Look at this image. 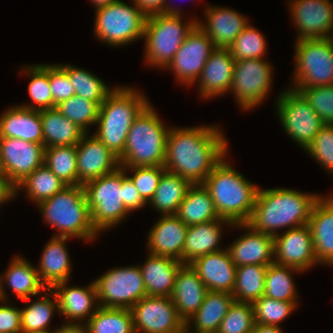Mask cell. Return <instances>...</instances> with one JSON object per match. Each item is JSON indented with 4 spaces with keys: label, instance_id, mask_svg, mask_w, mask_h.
Wrapping results in <instances>:
<instances>
[{
    "label": "cell",
    "instance_id": "50",
    "mask_svg": "<svg viewBox=\"0 0 333 333\" xmlns=\"http://www.w3.org/2000/svg\"><path fill=\"white\" fill-rule=\"evenodd\" d=\"M124 170L133 171V175L128 176L137 188L141 197L149 203L155 194L162 174L166 171L164 166H137L123 167Z\"/></svg>",
    "mask_w": 333,
    "mask_h": 333
},
{
    "label": "cell",
    "instance_id": "24",
    "mask_svg": "<svg viewBox=\"0 0 333 333\" xmlns=\"http://www.w3.org/2000/svg\"><path fill=\"white\" fill-rule=\"evenodd\" d=\"M187 229L188 226L176 215H161L148 233V253L182 262Z\"/></svg>",
    "mask_w": 333,
    "mask_h": 333
},
{
    "label": "cell",
    "instance_id": "10",
    "mask_svg": "<svg viewBox=\"0 0 333 333\" xmlns=\"http://www.w3.org/2000/svg\"><path fill=\"white\" fill-rule=\"evenodd\" d=\"M291 88L333 85V43L330 38L295 41Z\"/></svg>",
    "mask_w": 333,
    "mask_h": 333
},
{
    "label": "cell",
    "instance_id": "19",
    "mask_svg": "<svg viewBox=\"0 0 333 333\" xmlns=\"http://www.w3.org/2000/svg\"><path fill=\"white\" fill-rule=\"evenodd\" d=\"M85 133L77 144V185L109 174L120 167L119 159L96 136Z\"/></svg>",
    "mask_w": 333,
    "mask_h": 333
},
{
    "label": "cell",
    "instance_id": "30",
    "mask_svg": "<svg viewBox=\"0 0 333 333\" xmlns=\"http://www.w3.org/2000/svg\"><path fill=\"white\" fill-rule=\"evenodd\" d=\"M232 226L227 219L219 218L206 223L188 226L183 248L182 263L190 264L196 258L222 250L219 243L223 225Z\"/></svg>",
    "mask_w": 333,
    "mask_h": 333
},
{
    "label": "cell",
    "instance_id": "49",
    "mask_svg": "<svg viewBox=\"0 0 333 333\" xmlns=\"http://www.w3.org/2000/svg\"><path fill=\"white\" fill-rule=\"evenodd\" d=\"M292 89L304 97L324 125H333V85Z\"/></svg>",
    "mask_w": 333,
    "mask_h": 333
},
{
    "label": "cell",
    "instance_id": "34",
    "mask_svg": "<svg viewBox=\"0 0 333 333\" xmlns=\"http://www.w3.org/2000/svg\"><path fill=\"white\" fill-rule=\"evenodd\" d=\"M176 216L187 226L219 219L210 192L203 184H192L179 205Z\"/></svg>",
    "mask_w": 333,
    "mask_h": 333
},
{
    "label": "cell",
    "instance_id": "26",
    "mask_svg": "<svg viewBox=\"0 0 333 333\" xmlns=\"http://www.w3.org/2000/svg\"><path fill=\"white\" fill-rule=\"evenodd\" d=\"M308 225L318 264L333 267V195L321 196L315 202Z\"/></svg>",
    "mask_w": 333,
    "mask_h": 333
},
{
    "label": "cell",
    "instance_id": "38",
    "mask_svg": "<svg viewBox=\"0 0 333 333\" xmlns=\"http://www.w3.org/2000/svg\"><path fill=\"white\" fill-rule=\"evenodd\" d=\"M47 294L41 296L38 300L30 302V298L23 300L27 307L21 309V328L22 333L43 332L49 330L50 321L57 310L58 301L56 295L48 288ZM53 297V298H51ZM29 304V305H28Z\"/></svg>",
    "mask_w": 333,
    "mask_h": 333
},
{
    "label": "cell",
    "instance_id": "21",
    "mask_svg": "<svg viewBox=\"0 0 333 333\" xmlns=\"http://www.w3.org/2000/svg\"><path fill=\"white\" fill-rule=\"evenodd\" d=\"M246 233L226 247L236 267L242 265H269L274 262V237L254 230L248 223H234Z\"/></svg>",
    "mask_w": 333,
    "mask_h": 333
},
{
    "label": "cell",
    "instance_id": "29",
    "mask_svg": "<svg viewBox=\"0 0 333 333\" xmlns=\"http://www.w3.org/2000/svg\"><path fill=\"white\" fill-rule=\"evenodd\" d=\"M0 115V138H18L43 145L40 111L20 105L4 110Z\"/></svg>",
    "mask_w": 333,
    "mask_h": 333
},
{
    "label": "cell",
    "instance_id": "18",
    "mask_svg": "<svg viewBox=\"0 0 333 333\" xmlns=\"http://www.w3.org/2000/svg\"><path fill=\"white\" fill-rule=\"evenodd\" d=\"M274 263L302 272L318 265L309 225L286 230L274 236Z\"/></svg>",
    "mask_w": 333,
    "mask_h": 333
},
{
    "label": "cell",
    "instance_id": "48",
    "mask_svg": "<svg viewBox=\"0 0 333 333\" xmlns=\"http://www.w3.org/2000/svg\"><path fill=\"white\" fill-rule=\"evenodd\" d=\"M255 325L252 303L235 301L223 318L217 333H251Z\"/></svg>",
    "mask_w": 333,
    "mask_h": 333
},
{
    "label": "cell",
    "instance_id": "51",
    "mask_svg": "<svg viewBox=\"0 0 333 333\" xmlns=\"http://www.w3.org/2000/svg\"><path fill=\"white\" fill-rule=\"evenodd\" d=\"M305 152L333 174V125H324Z\"/></svg>",
    "mask_w": 333,
    "mask_h": 333
},
{
    "label": "cell",
    "instance_id": "22",
    "mask_svg": "<svg viewBox=\"0 0 333 333\" xmlns=\"http://www.w3.org/2000/svg\"><path fill=\"white\" fill-rule=\"evenodd\" d=\"M205 11L206 22L198 20L197 25L208 35L215 48L228 49L250 23L245 15L228 7L208 5Z\"/></svg>",
    "mask_w": 333,
    "mask_h": 333
},
{
    "label": "cell",
    "instance_id": "42",
    "mask_svg": "<svg viewBox=\"0 0 333 333\" xmlns=\"http://www.w3.org/2000/svg\"><path fill=\"white\" fill-rule=\"evenodd\" d=\"M44 164L67 186L77 185V145L46 147Z\"/></svg>",
    "mask_w": 333,
    "mask_h": 333
},
{
    "label": "cell",
    "instance_id": "46",
    "mask_svg": "<svg viewBox=\"0 0 333 333\" xmlns=\"http://www.w3.org/2000/svg\"><path fill=\"white\" fill-rule=\"evenodd\" d=\"M298 301H279L265 295L252 303L256 324L279 326L298 307Z\"/></svg>",
    "mask_w": 333,
    "mask_h": 333
},
{
    "label": "cell",
    "instance_id": "13",
    "mask_svg": "<svg viewBox=\"0 0 333 333\" xmlns=\"http://www.w3.org/2000/svg\"><path fill=\"white\" fill-rule=\"evenodd\" d=\"M273 67L264 58L237 60L234 64L231 93L242 111L253 110L271 92Z\"/></svg>",
    "mask_w": 333,
    "mask_h": 333
},
{
    "label": "cell",
    "instance_id": "1",
    "mask_svg": "<svg viewBox=\"0 0 333 333\" xmlns=\"http://www.w3.org/2000/svg\"><path fill=\"white\" fill-rule=\"evenodd\" d=\"M218 126L171 127L164 168L191 184H203L228 154V142Z\"/></svg>",
    "mask_w": 333,
    "mask_h": 333
},
{
    "label": "cell",
    "instance_id": "25",
    "mask_svg": "<svg viewBox=\"0 0 333 333\" xmlns=\"http://www.w3.org/2000/svg\"><path fill=\"white\" fill-rule=\"evenodd\" d=\"M235 60L229 49L216 48L207 59L199 81V95L204 99L229 93Z\"/></svg>",
    "mask_w": 333,
    "mask_h": 333
},
{
    "label": "cell",
    "instance_id": "20",
    "mask_svg": "<svg viewBox=\"0 0 333 333\" xmlns=\"http://www.w3.org/2000/svg\"><path fill=\"white\" fill-rule=\"evenodd\" d=\"M67 285L68 280L51 287L58 301V313L68 319L65 323H86L99 307L95 282L84 287Z\"/></svg>",
    "mask_w": 333,
    "mask_h": 333
},
{
    "label": "cell",
    "instance_id": "58",
    "mask_svg": "<svg viewBox=\"0 0 333 333\" xmlns=\"http://www.w3.org/2000/svg\"><path fill=\"white\" fill-rule=\"evenodd\" d=\"M282 331L283 330L280 326L262 325L255 323L251 333H282Z\"/></svg>",
    "mask_w": 333,
    "mask_h": 333
},
{
    "label": "cell",
    "instance_id": "56",
    "mask_svg": "<svg viewBox=\"0 0 333 333\" xmlns=\"http://www.w3.org/2000/svg\"><path fill=\"white\" fill-rule=\"evenodd\" d=\"M14 198V189L7 183L3 172L0 170V205Z\"/></svg>",
    "mask_w": 333,
    "mask_h": 333
},
{
    "label": "cell",
    "instance_id": "47",
    "mask_svg": "<svg viewBox=\"0 0 333 333\" xmlns=\"http://www.w3.org/2000/svg\"><path fill=\"white\" fill-rule=\"evenodd\" d=\"M266 46L264 35L249 23L228 49L233 59L237 61L265 58Z\"/></svg>",
    "mask_w": 333,
    "mask_h": 333
},
{
    "label": "cell",
    "instance_id": "23",
    "mask_svg": "<svg viewBox=\"0 0 333 333\" xmlns=\"http://www.w3.org/2000/svg\"><path fill=\"white\" fill-rule=\"evenodd\" d=\"M208 291L232 293L236 282V266L227 248L200 256L190 263Z\"/></svg>",
    "mask_w": 333,
    "mask_h": 333
},
{
    "label": "cell",
    "instance_id": "4",
    "mask_svg": "<svg viewBox=\"0 0 333 333\" xmlns=\"http://www.w3.org/2000/svg\"><path fill=\"white\" fill-rule=\"evenodd\" d=\"M227 162L226 156L203 182L210 192L220 218L234 223H247L252 215L259 187Z\"/></svg>",
    "mask_w": 333,
    "mask_h": 333
},
{
    "label": "cell",
    "instance_id": "12",
    "mask_svg": "<svg viewBox=\"0 0 333 333\" xmlns=\"http://www.w3.org/2000/svg\"><path fill=\"white\" fill-rule=\"evenodd\" d=\"M98 305L130 309L146 295L139 265L112 268L94 280Z\"/></svg>",
    "mask_w": 333,
    "mask_h": 333
},
{
    "label": "cell",
    "instance_id": "60",
    "mask_svg": "<svg viewBox=\"0 0 333 333\" xmlns=\"http://www.w3.org/2000/svg\"><path fill=\"white\" fill-rule=\"evenodd\" d=\"M3 301H5V297L3 292L2 275L0 274V303Z\"/></svg>",
    "mask_w": 333,
    "mask_h": 333
},
{
    "label": "cell",
    "instance_id": "45",
    "mask_svg": "<svg viewBox=\"0 0 333 333\" xmlns=\"http://www.w3.org/2000/svg\"><path fill=\"white\" fill-rule=\"evenodd\" d=\"M55 108L85 133H88L89 126L95 125L97 122L100 105L94 101L74 95L60 102Z\"/></svg>",
    "mask_w": 333,
    "mask_h": 333
},
{
    "label": "cell",
    "instance_id": "44",
    "mask_svg": "<svg viewBox=\"0 0 333 333\" xmlns=\"http://www.w3.org/2000/svg\"><path fill=\"white\" fill-rule=\"evenodd\" d=\"M23 71L30 77L28 93L31 103L20 106L33 109L44 110L53 108V98L49 83V64L30 65Z\"/></svg>",
    "mask_w": 333,
    "mask_h": 333
},
{
    "label": "cell",
    "instance_id": "28",
    "mask_svg": "<svg viewBox=\"0 0 333 333\" xmlns=\"http://www.w3.org/2000/svg\"><path fill=\"white\" fill-rule=\"evenodd\" d=\"M184 264L168 256L148 255L145 263L139 265L147 296L170 297L176 275Z\"/></svg>",
    "mask_w": 333,
    "mask_h": 333
},
{
    "label": "cell",
    "instance_id": "7",
    "mask_svg": "<svg viewBox=\"0 0 333 333\" xmlns=\"http://www.w3.org/2000/svg\"><path fill=\"white\" fill-rule=\"evenodd\" d=\"M180 14H153L147 16L144 29L145 63L165 69L173 60L187 35L197 25L198 18L183 21Z\"/></svg>",
    "mask_w": 333,
    "mask_h": 333
},
{
    "label": "cell",
    "instance_id": "27",
    "mask_svg": "<svg viewBox=\"0 0 333 333\" xmlns=\"http://www.w3.org/2000/svg\"><path fill=\"white\" fill-rule=\"evenodd\" d=\"M208 292L198 273L184 264L178 271L170 298L186 322L201 306Z\"/></svg>",
    "mask_w": 333,
    "mask_h": 333
},
{
    "label": "cell",
    "instance_id": "39",
    "mask_svg": "<svg viewBox=\"0 0 333 333\" xmlns=\"http://www.w3.org/2000/svg\"><path fill=\"white\" fill-rule=\"evenodd\" d=\"M268 265H242L236 267V282L232 295L235 301L253 303L264 295Z\"/></svg>",
    "mask_w": 333,
    "mask_h": 333
},
{
    "label": "cell",
    "instance_id": "17",
    "mask_svg": "<svg viewBox=\"0 0 333 333\" xmlns=\"http://www.w3.org/2000/svg\"><path fill=\"white\" fill-rule=\"evenodd\" d=\"M291 20L297 40L330 38L333 35V3L330 0H290Z\"/></svg>",
    "mask_w": 333,
    "mask_h": 333
},
{
    "label": "cell",
    "instance_id": "54",
    "mask_svg": "<svg viewBox=\"0 0 333 333\" xmlns=\"http://www.w3.org/2000/svg\"><path fill=\"white\" fill-rule=\"evenodd\" d=\"M7 302L3 301L0 305V333H22L21 309Z\"/></svg>",
    "mask_w": 333,
    "mask_h": 333
},
{
    "label": "cell",
    "instance_id": "11",
    "mask_svg": "<svg viewBox=\"0 0 333 333\" xmlns=\"http://www.w3.org/2000/svg\"><path fill=\"white\" fill-rule=\"evenodd\" d=\"M276 111L284 132L304 151L324 126L304 97L291 87L279 94Z\"/></svg>",
    "mask_w": 333,
    "mask_h": 333
},
{
    "label": "cell",
    "instance_id": "32",
    "mask_svg": "<svg viewBox=\"0 0 333 333\" xmlns=\"http://www.w3.org/2000/svg\"><path fill=\"white\" fill-rule=\"evenodd\" d=\"M28 261L25 257L15 255L10 264H8L7 270L2 275L5 301H9L7 300V292H5L6 288L4 287L7 284L17 298L21 300H26L31 298V296L35 298L38 295L39 297V293L48 291V288L39 279L36 267Z\"/></svg>",
    "mask_w": 333,
    "mask_h": 333
},
{
    "label": "cell",
    "instance_id": "37",
    "mask_svg": "<svg viewBox=\"0 0 333 333\" xmlns=\"http://www.w3.org/2000/svg\"><path fill=\"white\" fill-rule=\"evenodd\" d=\"M66 186L43 164L14 188V197L17 196L19 190H25L27 198L37 205L62 191Z\"/></svg>",
    "mask_w": 333,
    "mask_h": 333
},
{
    "label": "cell",
    "instance_id": "52",
    "mask_svg": "<svg viewBox=\"0 0 333 333\" xmlns=\"http://www.w3.org/2000/svg\"><path fill=\"white\" fill-rule=\"evenodd\" d=\"M49 83L53 98V108L60 102L75 95L74 86L59 64H49Z\"/></svg>",
    "mask_w": 333,
    "mask_h": 333
},
{
    "label": "cell",
    "instance_id": "2",
    "mask_svg": "<svg viewBox=\"0 0 333 333\" xmlns=\"http://www.w3.org/2000/svg\"><path fill=\"white\" fill-rule=\"evenodd\" d=\"M320 197L318 194L288 188L259 187L253 212L247 223L254 230L274 237L281 228L289 230L307 225L313 205Z\"/></svg>",
    "mask_w": 333,
    "mask_h": 333
},
{
    "label": "cell",
    "instance_id": "61",
    "mask_svg": "<svg viewBox=\"0 0 333 333\" xmlns=\"http://www.w3.org/2000/svg\"><path fill=\"white\" fill-rule=\"evenodd\" d=\"M33 333H58V328H54V330H48L43 332H33Z\"/></svg>",
    "mask_w": 333,
    "mask_h": 333
},
{
    "label": "cell",
    "instance_id": "31",
    "mask_svg": "<svg viewBox=\"0 0 333 333\" xmlns=\"http://www.w3.org/2000/svg\"><path fill=\"white\" fill-rule=\"evenodd\" d=\"M68 237H54L49 240L43 249L37 272L39 279L46 286L69 281L71 273L70 256L67 250L66 241Z\"/></svg>",
    "mask_w": 333,
    "mask_h": 333
},
{
    "label": "cell",
    "instance_id": "59",
    "mask_svg": "<svg viewBox=\"0 0 333 333\" xmlns=\"http://www.w3.org/2000/svg\"><path fill=\"white\" fill-rule=\"evenodd\" d=\"M90 1L93 3L94 8L96 9L102 6L109 5L111 3L118 2L120 0H90Z\"/></svg>",
    "mask_w": 333,
    "mask_h": 333
},
{
    "label": "cell",
    "instance_id": "33",
    "mask_svg": "<svg viewBox=\"0 0 333 333\" xmlns=\"http://www.w3.org/2000/svg\"><path fill=\"white\" fill-rule=\"evenodd\" d=\"M233 302L232 293L208 291L199 309L185 322V327L193 329L194 333H217Z\"/></svg>",
    "mask_w": 333,
    "mask_h": 333
},
{
    "label": "cell",
    "instance_id": "5",
    "mask_svg": "<svg viewBox=\"0 0 333 333\" xmlns=\"http://www.w3.org/2000/svg\"><path fill=\"white\" fill-rule=\"evenodd\" d=\"M35 206L43 220L59 233L54 237H75L91 242L100 234L92 224L83 185L66 186Z\"/></svg>",
    "mask_w": 333,
    "mask_h": 333
},
{
    "label": "cell",
    "instance_id": "43",
    "mask_svg": "<svg viewBox=\"0 0 333 333\" xmlns=\"http://www.w3.org/2000/svg\"><path fill=\"white\" fill-rule=\"evenodd\" d=\"M59 66L68 75L72 86H74L75 95L101 105L114 90V88L108 87L102 79L85 69L69 64H60Z\"/></svg>",
    "mask_w": 333,
    "mask_h": 333
},
{
    "label": "cell",
    "instance_id": "55",
    "mask_svg": "<svg viewBox=\"0 0 333 333\" xmlns=\"http://www.w3.org/2000/svg\"><path fill=\"white\" fill-rule=\"evenodd\" d=\"M137 6L147 15L153 14H178L183 15L178 8L167 3V0H133Z\"/></svg>",
    "mask_w": 333,
    "mask_h": 333
},
{
    "label": "cell",
    "instance_id": "40",
    "mask_svg": "<svg viewBox=\"0 0 333 333\" xmlns=\"http://www.w3.org/2000/svg\"><path fill=\"white\" fill-rule=\"evenodd\" d=\"M85 324L89 333H135L133 317L127 308L99 306Z\"/></svg>",
    "mask_w": 333,
    "mask_h": 333
},
{
    "label": "cell",
    "instance_id": "53",
    "mask_svg": "<svg viewBox=\"0 0 333 333\" xmlns=\"http://www.w3.org/2000/svg\"><path fill=\"white\" fill-rule=\"evenodd\" d=\"M127 170L122 167V202L130 213L145 207L148 203L141 197L137 188L134 186L133 182L127 175Z\"/></svg>",
    "mask_w": 333,
    "mask_h": 333
},
{
    "label": "cell",
    "instance_id": "62",
    "mask_svg": "<svg viewBox=\"0 0 333 333\" xmlns=\"http://www.w3.org/2000/svg\"><path fill=\"white\" fill-rule=\"evenodd\" d=\"M191 329H188V328H184V330L181 332V333H190L191 331H190ZM191 333H194V332H191Z\"/></svg>",
    "mask_w": 333,
    "mask_h": 333
},
{
    "label": "cell",
    "instance_id": "3",
    "mask_svg": "<svg viewBox=\"0 0 333 333\" xmlns=\"http://www.w3.org/2000/svg\"><path fill=\"white\" fill-rule=\"evenodd\" d=\"M150 103L136 88L115 86L99 108L96 136L118 158L135 118Z\"/></svg>",
    "mask_w": 333,
    "mask_h": 333
},
{
    "label": "cell",
    "instance_id": "6",
    "mask_svg": "<svg viewBox=\"0 0 333 333\" xmlns=\"http://www.w3.org/2000/svg\"><path fill=\"white\" fill-rule=\"evenodd\" d=\"M151 102L135 118L128 132L121 167L164 166L167 136L165 127Z\"/></svg>",
    "mask_w": 333,
    "mask_h": 333
},
{
    "label": "cell",
    "instance_id": "9",
    "mask_svg": "<svg viewBox=\"0 0 333 333\" xmlns=\"http://www.w3.org/2000/svg\"><path fill=\"white\" fill-rule=\"evenodd\" d=\"M121 185V166L83 185L92 224L99 233L117 226L129 214L122 202Z\"/></svg>",
    "mask_w": 333,
    "mask_h": 333
},
{
    "label": "cell",
    "instance_id": "15",
    "mask_svg": "<svg viewBox=\"0 0 333 333\" xmlns=\"http://www.w3.org/2000/svg\"><path fill=\"white\" fill-rule=\"evenodd\" d=\"M45 146L18 138H0V170L14 189L44 164Z\"/></svg>",
    "mask_w": 333,
    "mask_h": 333
},
{
    "label": "cell",
    "instance_id": "41",
    "mask_svg": "<svg viewBox=\"0 0 333 333\" xmlns=\"http://www.w3.org/2000/svg\"><path fill=\"white\" fill-rule=\"evenodd\" d=\"M294 272L302 271L274 262L269 264L265 275L264 295L279 301H298V291L292 276Z\"/></svg>",
    "mask_w": 333,
    "mask_h": 333
},
{
    "label": "cell",
    "instance_id": "8",
    "mask_svg": "<svg viewBox=\"0 0 333 333\" xmlns=\"http://www.w3.org/2000/svg\"><path fill=\"white\" fill-rule=\"evenodd\" d=\"M95 9L94 35L110 47L125 46L143 38L147 15L132 0Z\"/></svg>",
    "mask_w": 333,
    "mask_h": 333
},
{
    "label": "cell",
    "instance_id": "16",
    "mask_svg": "<svg viewBox=\"0 0 333 333\" xmlns=\"http://www.w3.org/2000/svg\"><path fill=\"white\" fill-rule=\"evenodd\" d=\"M215 49L208 35L196 25L165 69L172 70L176 79L184 86L193 85Z\"/></svg>",
    "mask_w": 333,
    "mask_h": 333
},
{
    "label": "cell",
    "instance_id": "36",
    "mask_svg": "<svg viewBox=\"0 0 333 333\" xmlns=\"http://www.w3.org/2000/svg\"><path fill=\"white\" fill-rule=\"evenodd\" d=\"M192 184L176 174L165 171L158 183L153 198L148 203L161 215H176L179 205Z\"/></svg>",
    "mask_w": 333,
    "mask_h": 333
},
{
    "label": "cell",
    "instance_id": "14",
    "mask_svg": "<svg viewBox=\"0 0 333 333\" xmlns=\"http://www.w3.org/2000/svg\"><path fill=\"white\" fill-rule=\"evenodd\" d=\"M130 311L135 333H181L186 326L170 297L144 296Z\"/></svg>",
    "mask_w": 333,
    "mask_h": 333
},
{
    "label": "cell",
    "instance_id": "57",
    "mask_svg": "<svg viewBox=\"0 0 333 333\" xmlns=\"http://www.w3.org/2000/svg\"><path fill=\"white\" fill-rule=\"evenodd\" d=\"M58 333H89V329L85 323H63Z\"/></svg>",
    "mask_w": 333,
    "mask_h": 333
},
{
    "label": "cell",
    "instance_id": "35",
    "mask_svg": "<svg viewBox=\"0 0 333 333\" xmlns=\"http://www.w3.org/2000/svg\"><path fill=\"white\" fill-rule=\"evenodd\" d=\"M40 119L45 148L77 145L85 134L80 127L63 116L56 108L40 110Z\"/></svg>",
    "mask_w": 333,
    "mask_h": 333
}]
</instances>
